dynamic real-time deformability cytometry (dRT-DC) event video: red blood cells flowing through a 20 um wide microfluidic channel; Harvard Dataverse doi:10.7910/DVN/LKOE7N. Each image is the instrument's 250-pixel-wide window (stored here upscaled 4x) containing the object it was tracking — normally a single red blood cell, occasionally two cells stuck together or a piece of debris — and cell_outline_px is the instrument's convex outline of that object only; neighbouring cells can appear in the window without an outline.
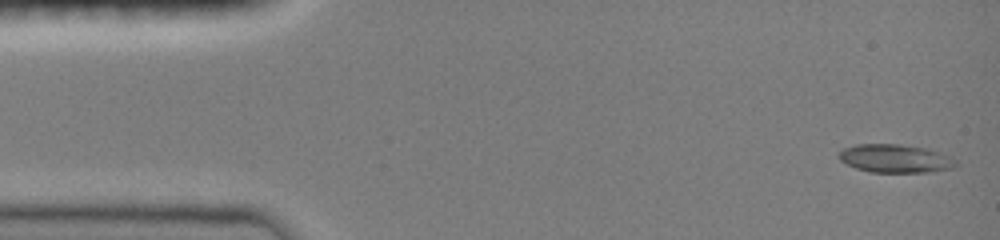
{"species": "common noctule bat (a hibernating species)", "species_latin": "Nyctalus noctula", "temperature_condition": "room temperature", "stored_images_in_passage": 26, "camera_frame_rate_fps": 3000, "um_per_image_px": 0.085, "animal": {"sex": "female", "body_mass_g": 19.0, "forearm_length_mm": 51.5}, "frame": {"image": 1, "passage_image": 1, "time_ms": 0.0, "image_size_px": [1000, 240], "cell_outline_px": [[956, 168], [932, 172], [868, 172], [856, 168], [840, 160], [836, 156], [844, 148], [856, 144], [900, 144], [928, 148], [952, 156], [956, 160]], "centroid_in_image_um": [76.14, 13.47], "position_along_channel_um": 8.9, "area_um2": 19.59}}
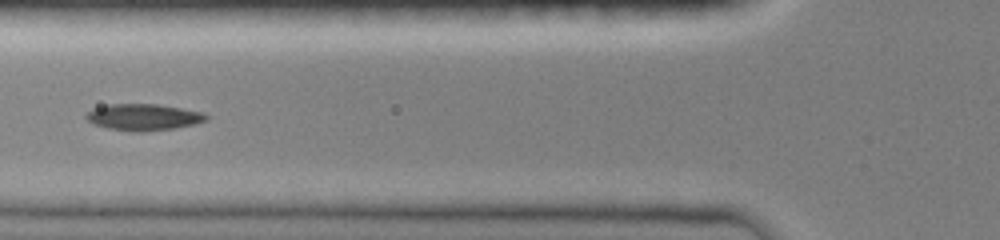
{"frame": {"image": 2, "passage_image": 15, "time_ms": 5.333, "image_size_px": [1000, 240], "cell_outline_px": [[208, 120], [196, 124], [172, 128], [144, 132], [132, 132], [108, 128], [96, 124], [88, 120], [84, 116], [88, 112], [96, 108], [108, 104], [156, 104], [204, 112], [208, 116]], "centroid_in_image_um": [12.23, 9.96], "position_along_channel_um": 113.6, "area_um2": 18.44}}
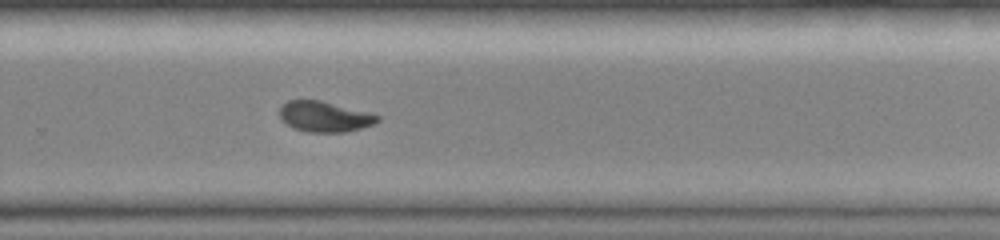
{"frame": {"image": 3, "passage_image": 26, "time_ms": 10.0, "image_size_px": [1000, 240], "cell_outline_px": [[380, 120], [372, 124], [360, 128], [344, 132], [308, 132], [292, 128], [280, 120], [280, 108], [288, 100], [320, 100], [380, 116]], "centroid_in_image_um": [27.53, 9.92], "position_along_channel_um": 302.3, "area_um2": 17.17}}